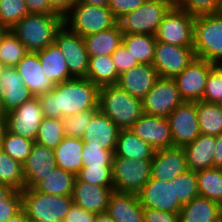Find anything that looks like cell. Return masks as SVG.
Listing matches in <instances>:
<instances>
[{"label": "cell", "mask_w": 222, "mask_h": 222, "mask_svg": "<svg viewBox=\"0 0 222 222\" xmlns=\"http://www.w3.org/2000/svg\"><path fill=\"white\" fill-rule=\"evenodd\" d=\"M37 54L46 77L54 85L73 79L69 73L66 58L55 43L48 45Z\"/></svg>", "instance_id": "83f0119b"}, {"label": "cell", "mask_w": 222, "mask_h": 222, "mask_svg": "<svg viewBox=\"0 0 222 222\" xmlns=\"http://www.w3.org/2000/svg\"><path fill=\"white\" fill-rule=\"evenodd\" d=\"M6 66L0 61V78H1V75L3 73V70Z\"/></svg>", "instance_id": "be15d7a7"}, {"label": "cell", "mask_w": 222, "mask_h": 222, "mask_svg": "<svg viewBox=\"0 0 222 222\" xmlns=\"http://www.w3.org/2000/svg\"><path fill=\"white\" fill-rule=\"evenodd\" d=\"M29 14L24 0H0V23L8 29Z\"/></svg>", "instance_id": "f6af8a7d"}, {"label": "cell", "mask_w": 222, "mask_h": 222, "mask_svg": "<svg viewBox=\"0 0 222 222\" xmlns=\"http://www.w3.org/2000/svg\"><path fill=\"white\" fill-rule=\"evenodd\" d=\"M77 2L87 3L98 7H108L109 0H77Z\"/></svg>", "instance_id": "680465c9"}, {"label": "cell", "mask_w": 222, "mask_h": 222, "mask_svg": "<svg viewBox=\"0 0 222 222\" xmlns=\"http://www.w3.org/2000/svg\"><path fill=\"white\" fill-rule=\"evenodd\" d=\"M63 24L64 17L60 14L29 13L10 30L24 44L27 52L37 53L54 43Z\"/></svg>", "instance_id": "7a4b0ae2"}, {"label": "cell", "mask_w": 222, "mask_h": 222, "mask_svg": "<svg viewBox=\"0 0 222 222\" xmlns=\"http://www.w3.org/2000/svg\"><path fill=\"white\" fill-rule=\"evenodd\" d=\"M152 160L113 157V187L118 193L138 194L151 179Z\"/></svg>", "instance_id": "ba28073f"}, {"label": "cell", "mask_w": 222, "mask_h": 222, "mask_svg": "<svg viewBox=\"0 0 222 222\" xmlns=\"http://www.w3.org/2000/svg\"><path fill=\"white\" fill-rule=\"evenodd\" d=\"M0 111H2V92L0 89Z\"/></svg>", "instance_id": "e7e4bbea"}, {"label": "cell", "mask_w": 222, "mask_h": 222, "mask_svg": "<svg viewBox=\"0 0 222 222\" xmlns=\"http://www.w3.org/2000/svg\"><path fill=\"white\" fill-rule=\"evenodd\" d=\"M120 128L106 115L98 111L83 133L85 144H97L114 153Z\"/></svg>", "instance_id": "cb8c5ba5"}, {"label": "cell", "mask_w": 222, "mask_h": 222, "mask_svg": "<svg viewBox=\"0 0 222 222\" xmlns=\"http://www.w3.org/2000/svg\"><path fill=\"white\" fill-rule=\"evenodd\" d=\"M29 13L58 14L49 4L48 0H24Z\"/></svg>", "instance_id": "db71d44e"}, {"label": "cell", "mask_w": 222, "mask_h": 222, "mask_svg": "<svg viewBox=\"0 0 222 222\" xmlns=\"http://www.w3.org/2000/svg\"><path fill=\"white\" fill-rule=\"evenodd\" d=\"M218 66L222 69V61L218 64Z\"/></svg>", "instance_id": "003e7915"}, {"label": "cell", "mask_w": 222, "mask_h": 222, "mask_svg": "<svg viewBox=\"0 0 222 222\" xmlns=\"http://www.w3.org/2000/svg\"><path fill=\"white\" fill-rule=\"evenodd\" d=\"M112 61L116 66V69L119 74L127 71L128 69L136 66L139 64L136 58L130 54L124 45H121L113 52L112 54Z\"/></svg>", "instance_id": "681fc988"}, {"label": "cell", "mask_w": 222, "mask_h": 222, "mask_svg": "<svg viewBox=\"0 0 222 222\" xmlns=\"http://www.w3.org/2000/svg\"><path fill=\"white\" fill-rule=\"evenodd\" d=\"M9 29L3 25L2 23H0V41L3 38V36L7 33Z\"/></svg>", "instance_id": "6125c7cd"}, {"label": "cell", "mask_w": 222, "mask_h": 222, "mask_svg": "<svg viewBox=\"0 0 222 222\" xmlns=\"http://www.w3.org/2000/svg\"><path fill=\"white\" fill-rule=\"evenodd\" d=\"M137 195L143 208L171 213H180L182 208L175 196L172 181L165 182L151 178Z\"/></svg>", "instance_id": "2e32d148"}, {"label": "cell", "mask_w": 222, "mask_h": 222, "mask_svg": "<svg viewBox=\"0 0 222 222\" xmlns=\"http://www.w3.org/2000/svg\"><path fill=\"white\" fill-rule=\"evenodd\" d=\"M76 178L91 185L113 187L112 167H82Z\"/></svg>", "instance_id": "7dc6e473"}, {"label": "cell", "mask_w": 222, "mask_h": 222, "mask_svg": "<svg viewBox=\"0 0 222 222\" xmlns=\"http://www.w3.org/2000/svg\"><path fill=\"white\" fill-rule=\"evenodd\" d=\"M200 134L218 136L222 133V107L220 104L196 101Z\"/></svg>", "instance_id": "836d02e7"}, {"label": "cell", "mask_w": 222, "mask_h": 222, "mask_svg": "<svg viewBox=\"0 0 222 222\" xmlns=\"http://www.w3.org/2000/svg\"><path fill=\"white\" fill-rule=\"evenodd\" d=\"M54 43L59 47L73 78H86L89 57L83 37L65 24L57 31Z\"/></svg>", "instance_id": "30bf717a"}, {"label": "cell", "mask_w": 222, "mask_h": 222, "mask_svg": "<svg viewBox=\"0 0 222 222\" xmlns=\"http://www.w3.org/2000/svg\"><path fill=\"white\" fill-rule=\"evenodd\" d=\"M199 195L222 205V169L210 167L196 171Z\"/></svg>", "instance_id": "d590c367"}, {"label": "cell", "mask_w": 222, "mask_h": 222, "mask_svg": "<svg viewBox=\"0 0 222 222\" xmlns=\"http://www.w3.org/2000/svg\"><path fill=\"white\" fill-rule=\"evenodd\" d=\"M172 182L175 196L182 206L199 196L196 171L187 170L174 178Z\"/></svg>", "instance_id": "60d3db41"}, {"label": "cell", "mask_w": 222, "mask_h": 222, "mask_svg": "<svg viewBox=\"0 0 222 222\" xmlns=\"http://www.w3.org/2000/svg\"><path fill=\"white\" fill-rule=\"evenodd\" d=\"M94 222H115L107 212L96 214Z\"/></svg>", "instance_id": "94428289"}, {"label": "cell", "mask_w": 222, "mask_h": 222, "mask_svg": "<svg viewBox=\"0 0 222 222\" xmlns=\"http://www.w3.org/2000/svg\"><path fill=\"white\" fill-rule=\"evenodd\" d=\"M22 209L21 191L0 184V222H6Z\"/></svg>", "instance_id": "b9f144b4"}, {"label": "cell", "mask_w": 222, "mask_h": 222, "mask_svg": "<svg viewBox=\"0 0 222 222\" xmlns=\"http://www.w3.org/2000/svg\"><path fill=\"white\" fill-rule=\"evenodd\" d=\"M183 102L176 81L171 78H159L142 99L143 113L168 118Z\"/></svg>", "instance_id": "8fae6325"}, {"label": "cell", "mask_w": 222, "mask_h": 222, "mask_svg": "<svg viewBox=\"0 0 222 222\" xmlns=\"http://www.w3.org/2000/svg\"><path fill=\"white\" fill-rule=\"evenodd\" d=\"M173 5H175L177 2H178V0H169Z\"/></svg>", "instance_id": "03108f58"}, {"label": "cell", "mask_w": 222, "mask_h": 222, "mask_svg": "<svg viewBox=\"0 0 222 222\" xmlns=\"http://www.w3.org/2000/svg\"><path fill=\"white\" fill-rule=\"evenodd\" d=\"M155 150L130 129H121L114 150V157L152 160Z\"/></svg>", "instance_id": "f546056e"}, {"label": "cell", "mask_w": 222, "mask_h": 222, "mask_svg": "<svg viewBox=\"0 0 222 222\" xmlns=\"http://www.w3.org/2000/svg\"><path fill=\"white\" fill-rule=\"evenodd\" d=\"M195 57L193 47H180L157 41L152 65L160 78L174 79Z\"/></svg>", "instance_id": "7c38bea8"}, {"label": "cell", "mask_w": 222, "mask_h": 222, "mask_svg": "<svg viewBox=\"0 0 222 222\" xmlns=\"http://www.w3.org/2000/svg\"><path fill=\"white\" fill-rule=\"evenodd\" d=\"M195 17L173 5L163 17L155 38L180 47H193Z\"/></svg>", "instance_id": "9c48e42d"}, {"label": "cell", "mask_w": 222, "mask_h": 222, "mask_svg": "<svg viewBox=\"0 0 222 222\" xmlns=\"http://www.w3.org/2000/svg\"><path fill=\"white\" fill-rule=\"evenodd\" d=\"M188 170L183 147L157 149L151 162V178L160 181H172Z\"/></svg>", "instance_id": "ac0fdd59"}, {"label": "cell", "mask_w": 222, "mask_h": 222, "mask_svg": "<svg viewBox=\"0 0 222 222\" xmlns=\"http://www.w3.org/2000/svg\"><path fill=\"white\" fill-rule=\"evenodd\" d=\"M27 53L24 44L9 29L0 41V61L5 66L15 67Z\"/></svg>", "instance_id": "f35d334b"}, {"label": "cell", "mask_w": 222, "mask_h": 222, "mask_svg": "<svg viewBox=\"0 0 222 222\" xmlns=\"http://www.w3.org/2000/svg\"><path fill=\"white\" fill-rule=\"evenodd\" d=\"M0 142L1 150L22 165L30 155L34 145V141L13 134L8 129L5 130Z\"/></svg>", "instance_id": "74e56055"}, {"label": "cell", "mask_w": 222, "mask_h": 222, "mask_svg": "<svg viewBox=\"0 0 222 222\" xmlns=\"http://www.w3.org/2000/svg\"><path fill=\"white\" fill-rule=\"evenodd\" d=\"M202 101L222 103V69L216 64L210 71Z\"/></svg>", "instance_id": "c3c4849f"}, {"label": "cell", "mask_w": 222, "mask_h": 222, "mask_svg": "<svg viewBox=\"0 0 222 222\" xmlns=\"http://www.w3.org/2000/svg\"><path fill=\"white\" fill-rule=\"evenodd\" d=\"M146 0H109L108 8L118 20L123 15L136 10Z\"/></svg>", "instance_id": "f907efd6"}, {"label": "cell", "mask_w": 222, "mask_h": 222, "mask_svg": "<svg viewBox=\"0 0 222 222\" xmlns=\"http://www.w3.org/2000/svg\"><path fill=\"white\" fill-rule=\"evenodd\" d=\"M156 42L155 35L150 34H123L122 36V44L139 64L152 65Z\"/></svg>", "instance_id": "d6a6232c"}, {"label": "cell", "mask_w": 222, "mask_h": 222, "mask_svg": "<svg viewBox=\"0 0 222 222\" xmlns=\"http://www.w3.org/2000/svg\"><path fill=\"white\" fill-rule=\"evenodd\" d=\"M50 6L63 17L70 11L77 0H48Z\"/></svg>", "instance_id": "11a10c76"}, {"label": "cell", "mask_w": 222, "mask_h": 222, "mask_svg": "<svg viewBox=\"0 0 222 222\" xmlns=\"http://www.w3.org/2000/svg\"><path fill=\"white\" fill-rule=\"evenodd\" d=\"M98 109L120 129H130L144 114L142 100L131 96L118 84L100 88Z\"/></svg>", "instance_id": "3957f363"}, {"label": "cell", "mask_w": 222, "mask_h": 222, "mask_svg": "<svg viewBox=\"0 0 222 222\" xmlns=\"http://www.w3.org/2000/svg\"><path fill=\"white\" fill-rule=\"evenodd\" d=\"M95 218L96 214L73 203L63 222H94Z\"/></svg>", "instance_id": "f5cc1de1"}, {"label": "cell", "mask_w": 222, "mask_h": 222, "mask_svg": "<svg viewBox=\"0 0 222 222\" xmlns=\"http://www.w3.org/2000/svg\"><path fill=\"white\" fill-rule=\"evenodd\" d=\"M216 64L195 57L192 62L179 74L176 81L181 98L187 102L203 99L206 82L211 69Z\"/></svg>", "instance_id": "4fadbf2b"}, {"label": "cell", "mask_w": 222, "mask_h": 222, "mask_svg": "<svg viewBox=\"0 0 222 222\" xmlns=\"http://www.w3.org/2000/svg\"><path fill=\"white\" fill-rule=\"evenodd\" d=\"M180 222H222V205L203 196H197L182 206Z\"/></svg>", "instance_id": "484cf974"}, {"label": "cell", "mask_w": 222, "mask_h": 222, "mask_svg": "<svg viewBox=\"0 0 222 222\" xmlns=\"http://www.w3.org/2000/svg\"><path fill=\"white\" fill-rule=\"evenodd\" d=\"M98 111L99 109H90L62 118L64 135L69 137L82 138L83 133L87 129L93 116Z\"/></svg>", "instance_id": "7bdbcfd3"}, {"label": "cell", "mask_w": 222, "mask_h": 222, "mask_svg": "<svg viewBox=\"0 0 222 222\" xmlns=\"http://www.w3.org/2000/svg\"><path fill=\"white\" fill-rule=\"evenodd\" d=\"M64 24L81 37H86L114 27L117 19L108 7L76 2L64 16Z\"/></svg>", "instance_id": "8992f818"}, {"label": "cell", "mask_w": 222, "mask_h": 222, "mask_svg": "<svg viewBox=\"0 0 222 222\" xmlns=\"http://www.w3.org/2000/svg\"><path fill=\"white\" fill-rule=\"evenodd\" d=\"M15 67L22 76L24 85L35 97L48 93L54 88L53 82L46 77L43 71L37 53L28 52Z\"/></svg>", "instance_id": "603a6c76"}, {"label": "cell", "mask_w": 222, "mask_h": 222, "mask_svg": "<svg viewBox=\"0 0 222 222\" xmlns=\"http://www.w3.org/2000/svg\"><path fill=\"white\" fill-rule=\"evenodd\" d=\"M143 206L138 195L113 192L107 213L115 222H144Z\"/></svg>", "instance_id": "d4e9b609"}, {"label": "cell", "mask_w": 222, "mask_h": 222, "mask_svg": "<svg viewBox=\"0 0 222 222\" xmlns=\"http://www.w3.org/2000/svg\"><path fill=\"white\" fill-rule=\"evenodd\" d=\"M114 153L97 144H85L82 152V167H112Z\"/></svg>", "instance_id": "ee69618b"}, {"label": "cell", "mask_w": 222, "mask_h": 222, "mask_svg": "<svg viewBox=\"0 0 222 222\" xmlns=\"http://www.w3.org/2000/svg\"><path fill=\"white\" fill-rule=\"evenodd\" d=\"M175 6L194 17L222 12V0H178Z\"/></svg>", "instance_id": "bcb514c9"}, {"label": "cell", "mask_w": 222, "mask_h": 222, "mask_svg": "<svg viewBox=\"0 0 222 222\" xmlns=\"http://www.w3.org/2000/svg\"><path fill=\"white\" fill-rule=\"evenodd\" d=\"M56 168L54 150L34 142L30 155L23 163L25 188L34 189Z\"/></svg>", "instance_id": "d6986e66"}, {"label": "cell", "mask_w": 222, "mask_h": 222, "mask_svg": "<svg viewBox=\"0 0 222 222\" xmlns=\"http://www.w3.org/2000/svg\"><path fill=\"white\" fill-rule=\"evenodd\" d=\"M22 208L30 222H63L71 205L72 196L51 195L25 188L21 191Z\"/></svg>", "instance_id": "277c9868"}, {"label": "cell", "mask_w": 222, "mask_h": 222, "mask_svg": "<svg viewBox=\"0 0 222 222\" xmlns=\"http://www.w3.org/2000/svg\"><path fill=\"white\" fill-rule=\"evenodd\" d=\"M159 78L153 65L138 64L120 74L117 84L131 96L142 100Z\"/></svg>", "instance_id": "7402d4cb"}, {"label": "cell", "mask_w": 222, "mask_h": 222, "mask_svg": "<svg viewBox=\"0 0 222 222\" xmlns=\"http://www.w3.org/2000/svg\"><path fill=\"white\" fill-rule=\"evenodd\" d=\"M114 187H103L80 182L77 178L73 187V203L88 212L99 214L107 212L108 203Z\"/></svg>", "instance_id": "44dd1931"}, {"label": "cell", "mask_w": 222, "mask_h": 222, "mask_svg": "<svg viewBox=\"0 0 222 222\" xmlns=\"http://www.w3.org/2000/svg\"><path fill=\"white\" fill-rule=\"evenodd\" d=\"M173 146L184 147L200 135L196 102L184 101L168 116Z\"/></svg>", "instance_id": "5bb4252c"}, {"label": "cell", "mask_w": 222, "mask_h": 222, "mask_svg": "<svg viewBox=\"0 0 222 222\" xmlns=\"http://www.w3.org/2000/svg\"><path fill=\"white\" fill-rule=\"evenodd\" d=\"M82 138L65 136L54 149L56 166L77 176L82 168Z\"/></svg>", "instance_id": "f1b7e54d"}, {"label": "cell", "mask_w": 222, "mask_h": 222, "mask_svg": "<svg viewBox=\"0 0 222 222\" xmlns=\"http://www.w3.org/2000/svg\"><path fill=\"white\" fill-rule=\"evenodd\" d=\"M144 222H180L179 213L144 208Z\"/></svg>", "instance_id": "816d5d0a"}, {"label": "cell", "mask_w": 222, "mask_h": 222, "mask_svg": "<svg viewBox=\"0 0 222 222\" xmlns=\"http://www.w3.org/2000/svg\"><path fill=\"white\" fill-rule=\"evenodd\" d=\"M173 4L169 0H146L136 10L117 20L123 34L155 35L165 14Z\"/></svg>", "instance_id": "52a82bcc"}, {"label": "cell", "mask_w": 222, "mask_h": 222, "mask_svg": "<svg viewBox=\"0 0 222 222\" xmlns=\"http://www.w3.org/2000/svg\"><path fill=\"white\" fill-rule=\"evenodd\" d=\"M2 92V111L7 114L35 97L24 85L16 67L6 66L0 78Z\"/></svg>", "instance_id": "ffe728a7"}, {"label": "cell", "mask_w": 222, "mask_h": 222, "mask_svg": "<svg viewBox=\"0 0 222 222\" xmlns=\"http://www.w3.org/2000/svg\"><path fill=\"white\" fill-rule=\"evenodd\" d=\"M130 130L154 150L174 147L167 118L143 114Z\"/></svg>", "instance_id": "e0dca14e"}, {"label": "cell", "mask_w": 222, "mask_h": 222, "mask_svg": "<svg viewBox=\"0 0 222 222\" xmlns=\"http://www.w3.org/2000/svg\"><path fill=\"white\" fill-rule=\"evenodd\" d=\"M100 88L87 78H73L54 85L38 96L44 117L62 119L78 112L98 109Z\"/></svg>", "instance_id": "6da1fadb"}, {"label": "cell", "mask_w": 222, "mask_h": 222, "mask_svg": "<svg viewBox=\"0 0 222 222\" xmlns=\"http://www.w3.org/2000/svg\"><path fill=\"white\" fill-rule=\"evenodd\" d=\"M86 78L99 88L117 84L120 74L112 61V55L90 57Z\"/></svg>", "instance_id": "1f68e13d"}, {"label": "cell", "mask_w": 222, "mask_h": 222, "mask_svg": "<svg viewBox=\"0 0 222 222\" xmlns=\"http://www.w3.org/2000/svg\"><path fill=\"white\" fill-rule=\"evenodd\" d=\"M64 137L62 119L44 117L38 129L35 142L54 150Z\"/></svg>", "instance_id": "ab89813d"}, {"label": "cell", "mask_w": 222, "mask_h": 222, "mask_svg": "<svg viewBox=\"0 0 222 222\" xmlns=\"http://www.w3.org/2000/svg\"><path fill=\"white\" fill-rule=\"evenodd\" d=\"M123 32L117 23L114 27L83 37L88 57L112 55L122 43Z\"/></svg>", "instance_id": "4dcf8cb0"}, {"label": "cell", "mask_w": 222, "mask_h": 222, "mask_svg": "<svg viewBox=\"0 0 222 222\" xmlns=\"http://www.w3.org/2000/svg\"><path fill=\"white\" fill-rule=\"evenodd\" d=\"M0 184L11 186L18 191L25 189L23 165L2 150L0 151Z\"/></svg>", "instance_id": "8d00e7d4"}, {"label": "cell", "mask_w": 222, "mask_h": 222, "mask_svg": "<svg viewBox=\"0 0 222 222\" xmlns=\"http://www.w3.org/2000/svg\"><path fill=\"white\" fill-rule=\"evenodd\" d=\"M76 175L61 168H56L34 189L51 195L72 196Z\"/></svg>", "instance_id": "e575fe53"}, {"label": "cell", "mask_w": 222, "mask_h": 222, "mask_svg": "<svg viewBox=\"0 0 222 222\" xmlns=\"http://www.w3.org/2000/svg\"><path fill=\"white\" fill-rule=\"evenodd\" d=\"M6 222H30L25 210L22 208L17 214L9 218Z\"/></svg>", "instance_id": "6f0895ef"}, {"label": "cell", "mask_w": 222, "mask_h": 222, "mask_svg": "<svg viewBox=\"0 0 222 222\" xmlns=\"http://www.w3.org/2000/svg\"><path fill=\"white\" fill-rule=\"evenodd\" d=\"M44 115L38 97L23 103L6 114L7 129L18 136L35 142Z\"/></svg>", "instance_id": "9a60e30c"}, {"label": "cell", "mask_w": 222, "mask_h": 222, "mask_svg": "<svg viewBox=\"0 0 222 222\" xmlns=\"http://www.w3.org/2000/svg\"><path fill=\"white\" fill-rule=\"evenodd\" d=\"M6 129H7L6 114L3 111H0V139L4 135Z\"/></svg>", "instance_id": "91938a15"}, {"label": "cell", "mask_w": 222, "mask_h": 222, "mask_svg": "<svg viewBox=\"0 0 222 222\" xmlns=\"http://www.w3.org/2000/svg\"><path fill=\"white\" fill-rule=\"evenodd\" d=\"M216 136L200 134L190 144L183 147L188 170L198 171L213 167V152Z\"/></svg>", "instance_id": "4316f807"}, {"label": "cell", "mask_w": 222, "mask_h": 222, "mask_svg": "<svg viewBox=\"0 0 222 222\" xmlns=\"http://www.w3.org/2000/svg\"><path fill=\"white\" fill-rule=\"evenodd\" d=\"M213 167L222 169V133L216 136V147L213 152Z\"/></svg>", "instance_id": "9f6ffc18"}, {"label": "cell", "mask_w": 222, "mask_h": 222, "mask_svg": "<svg viewBox=\"0 0 222 222\" xmlns=\"http://www.w3.org/2000/svg\"><path fill=\"white\" fill-rule=\"evenodd\" d=\"M195 56L214 64L222 61V12L195 17Z\"/></svg>", "instance_id": "5b68a950"}]
</instances>
